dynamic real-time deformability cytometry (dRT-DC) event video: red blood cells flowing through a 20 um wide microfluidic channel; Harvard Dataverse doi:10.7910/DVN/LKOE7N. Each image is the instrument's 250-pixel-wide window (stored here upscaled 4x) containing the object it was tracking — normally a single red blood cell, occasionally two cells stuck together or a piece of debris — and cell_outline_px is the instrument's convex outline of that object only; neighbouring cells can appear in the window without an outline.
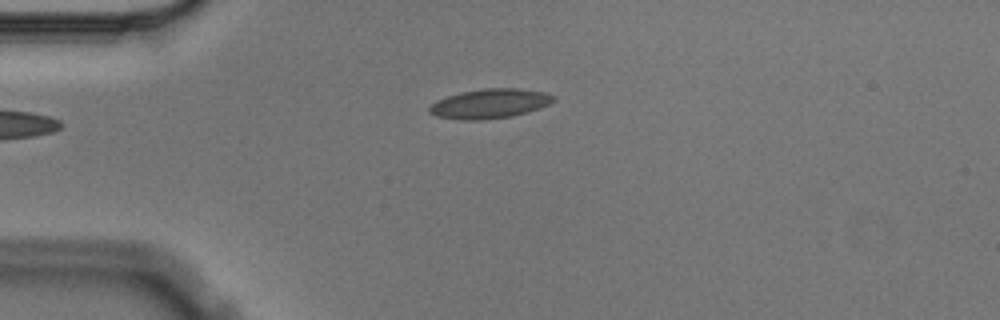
{"species": "Egyptian fruit bat (a non-hibernating species)", "species_latin": "Rousettus aegyptiacus", "temperature_condition": "cold", "stored_images_in_passage": 13, "camera_frame_rate_fps": 3000, "um_per_image_px": 0.085, "animal": {"sex": "male"}, "frame": {"image": 1, "passage_image": 3, "time_ms": 0.667, "image_size_px": [1000, 320], "cell_outline_px": [[556, 100], [540, 108], [528, 112], [512, 116], [480, 120], [460, 120], [436, 116], [428, 112], [428, 108], [436, 100], [460, 92], [484, 88], [516, 88], [544, 92], [556, 96]], "centroid_in_image_um": [41.63, 8.81], "position_along_channel_um": 43.4, "area_um2": 21.44}}
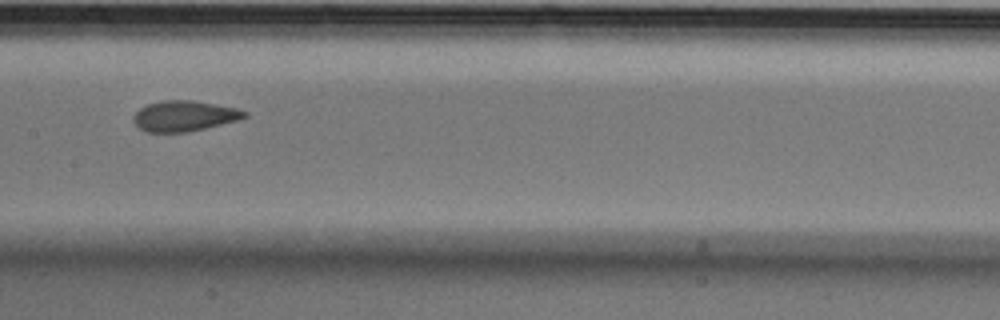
{"frame": {"image": 2, "passage_image": 7, "time_ms": 2.0, "image_size_px": [1000, 320], "cell_outline_px": [[248, 116], [240, 120], [188, 132], [148, 132], [140, 128], [132, 120], [132, 116], [140, 108], [148, 104], [160, 100], [192, 100], [236, 108], [248, 112]], "centroid_in_image_um": [15.67, 9.86], "position_along_channel_um": 191.7, "area_um2": 19.83}}
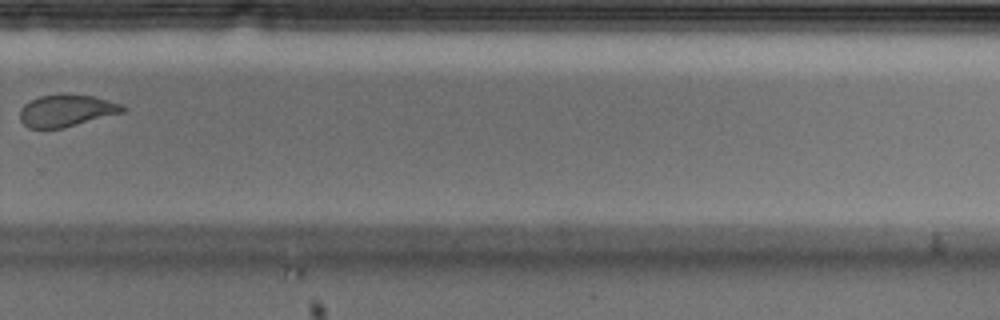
{"frame": {"image": 3, "passage_image": 10, "time_ms": 3.0, "image_size_px": [1000, 320], "cell_outline_px": [[128, 108], [124, 112], [64, 128], [28, 128], [20, 120], [20, 108], [24, 104], [40, 96], [60, 92], [92, 96], [108, 100], [120, 104]], "centroid_in_image_um": [5.64, 9.38], "position_along_channel_um": 324.2, "area_um2": 19.42}}